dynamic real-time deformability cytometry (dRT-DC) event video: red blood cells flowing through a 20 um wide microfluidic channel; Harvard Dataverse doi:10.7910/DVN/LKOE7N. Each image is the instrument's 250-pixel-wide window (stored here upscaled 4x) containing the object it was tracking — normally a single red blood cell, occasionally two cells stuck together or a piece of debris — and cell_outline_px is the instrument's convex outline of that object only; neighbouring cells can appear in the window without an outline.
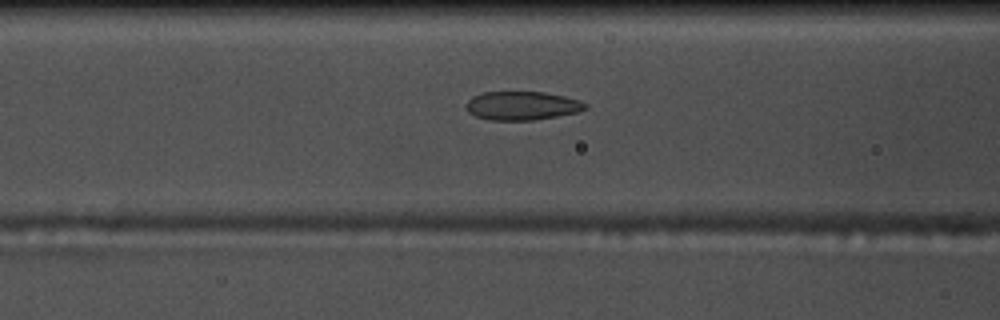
{"species": "common noctule bat (a hibernating species)", "species_latin": "Nyctalus noctula", "temperature_condition": "warm", "stored_images_in_passage": 34, "camera_frame_rate_fps": 3000, "um_per_image_px": 0.085, "animal": {"sex": "male", "body_mass_g": 17.5, "forearm_length_mm": 52.3}, "frame": {"image": 1, "passage_image": 11, "time_ms": 3.333, "image_size_px": [1000, 320], "cell_outline_px": [[588, 108], [576, 112], [556, 116], [532, 120], [488, 120], [476, 116], [468, 112], [464, 104], [472, 96], [484, 92], [544, 92], [564, 96], [580, 100], [588, 104]], "centroid_in_image_um": [44.35, 8.98], "position_along_channel_um": 122.2, "area_um2": 19.94}}
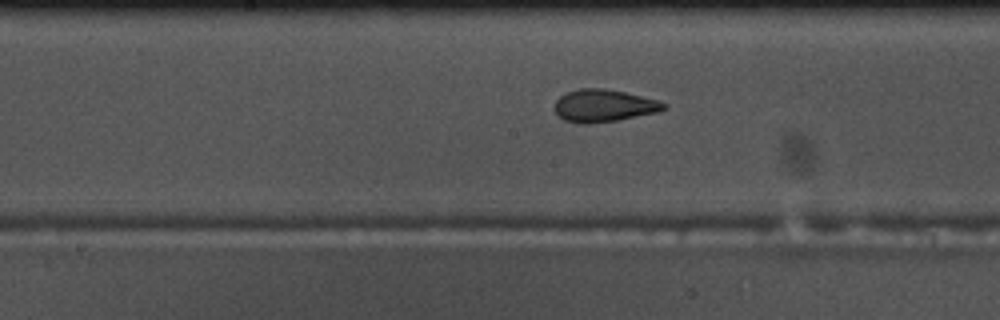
{"frame": {"image": 2, "passage_image": 17, "time_ms": 5.333, "image_size_px": [1000, 320], "cell_outline_px": [[668, 108], [656, 112], [616, 120], [588, 124], [584, 124], [564, 120], [556, 112], [556, 100], [560, 96], [568, 92], [580, 88], [604, 88], [624, 92], [660, 100], [668, 104]], "centroid_in_image_um": [51.36, 8.97], "position_along_channel_um": 196.8, "area_um2": 20.46}}
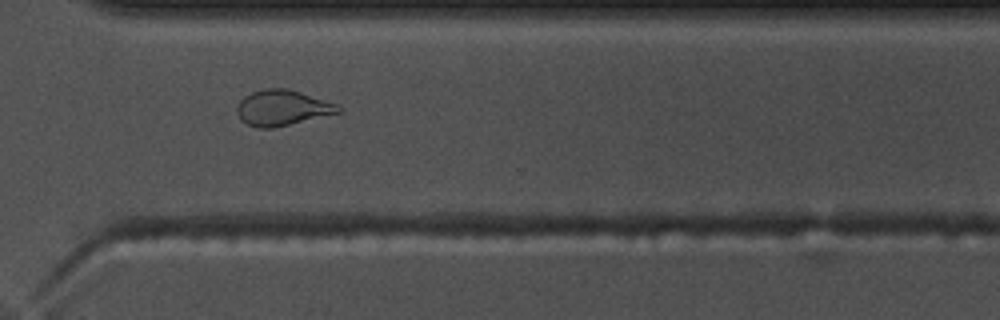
{"frame": {"image": 3, "passage_image": 29, "time_ms": 9.333, "image_size_px": [1000, 320], "cell_outline_px": [[344, 112], [272, 128], [260, 128], [248, 124], [240, 120], [236, 112], [236, 104], [244, 96], [252, 92], [264, 88], [284, 88], [300, 92], [336, 104], [344, 108]], "centroid_in_image_um": [23.99, 9.17], "position_along_channel_um": 346.6, "area_um2": 21.1}, "authors_computed_cell_mechanics": {"area_um2": 20.5479, "velocity_mm_per_s": 3.7467, "shape_relaxation_time_tau1_ms": 11.0234, "shape_relaxation_time_tau2_ms": 1.7741, "deformation_change_tau1": 0.2574, "deformation_change_tau2": 0.0801}}